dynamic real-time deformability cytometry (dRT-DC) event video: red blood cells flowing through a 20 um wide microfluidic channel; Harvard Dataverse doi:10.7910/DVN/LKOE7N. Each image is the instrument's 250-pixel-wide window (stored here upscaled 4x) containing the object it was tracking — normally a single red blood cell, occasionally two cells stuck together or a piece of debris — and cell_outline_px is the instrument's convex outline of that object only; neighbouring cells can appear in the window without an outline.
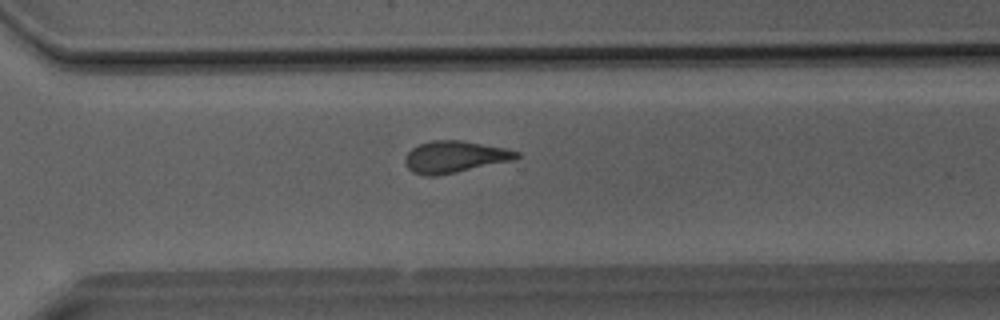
{"species": "Egyptian fruit bat (a non-hibernating species)", "species_latin": "Rousettus aegyptiacus", "temperature_condition": "room temperature", "stored_images_in_passage": 28, "camera_frame_rate_fps": 3000, "um_per_image_px": 0.085, "animal": {"sex": "male"}, "frame": {"image": 1, "passage_image": 17, "time_ms": 5.333, "image_size_px": [1000, 320], "cell_outline_px": [[520, 156], [516, 160], [436, 176], [424, 176], [412, 172], [404, 164], [404, 156], [412, 148], [420, 144], [432, 140], [464, 140], [504, 148], [520, 152]], "centroid_in_image_um": [38.65, 13.33], "position_along_channel_um": 332.0, "area_um2": 20.87}}
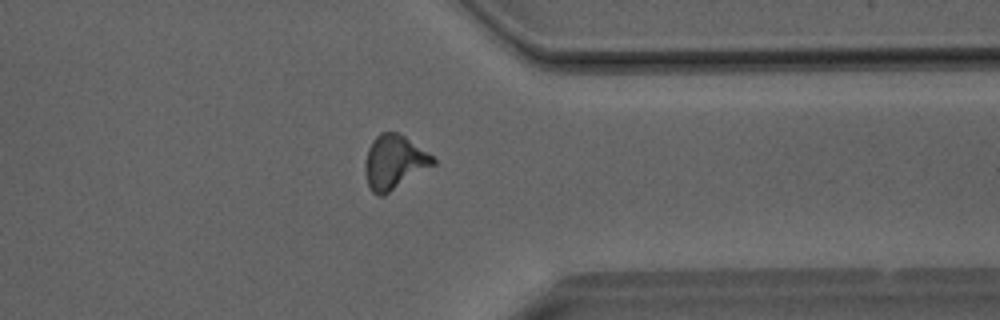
{"frame": {"image": 2, "passage_image": 20, "time_ms": 6.333, "image_size_px": [1000, 320], "cell_outline_px": [[436, 164], [384, 196], [376, 196], [372, 192], [368, 184], [364, 168], [364, 164], [368, 148], [372, 140], [380, 132], [396, 132], [404, 136], [428, 152], [436, 160]], "centroid_in_image_um": [33.5, 13.8], "position_along_channel_um": 377.9, "area_um2": 21.56}}
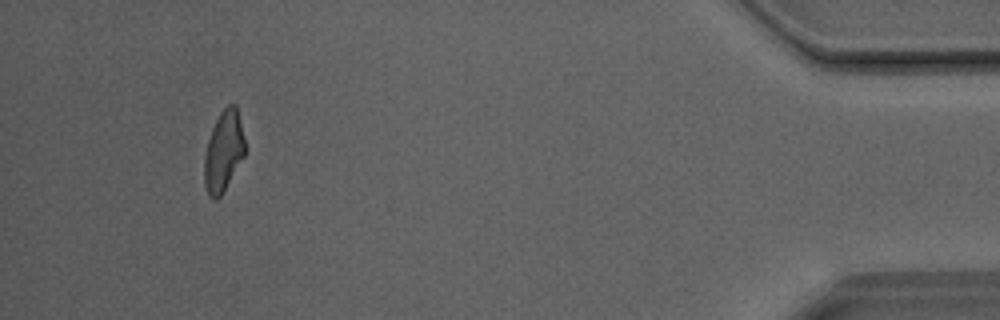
{"frame": {"image": 3, "passage_image": 26, "time_ms": 8.333, "image_size_px": [1000, 320], "cell_outline_px": [[244, 156], [224, 192], [216, 200], [212, 200], [208, 196], [204, 184], [204, 156], [208, 140], [212, 128], [220, 112], [228, 104], [236, 104], [244, 136]], "centroid_in_image_um": [18.99, 12.89], "position_along_channel_um": 416.2, "area_um2": 19.19}}